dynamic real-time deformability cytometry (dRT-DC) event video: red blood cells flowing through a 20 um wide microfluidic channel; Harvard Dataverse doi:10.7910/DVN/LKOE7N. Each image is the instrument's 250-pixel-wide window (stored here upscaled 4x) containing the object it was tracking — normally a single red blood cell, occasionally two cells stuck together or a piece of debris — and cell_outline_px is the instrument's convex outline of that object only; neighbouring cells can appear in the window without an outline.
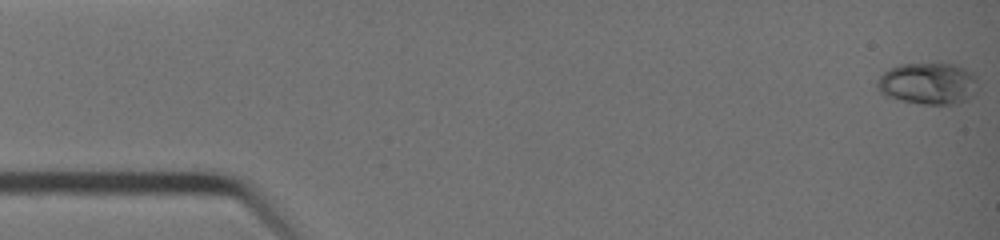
{"species": "common noctule bat (a hibernating species)", "species_latin": "Nyctalus noctula", "temperature_condition": "warm", "stored_images_in_passage": 41, "camera_frame_rate_fps": 3000, "um_per_image_px": 0.085, "animal": {"sex": "female", "body_mass_g": 19.0, "forearm_length_mm": 51.5}, "frame": {"image": 1, "passage_image": 1, "time_ms": 0.0, "image_size_px": [1000, 240], "cell_outline_px": [[976, 92], [968, 100], [956, 104], [920, 104], [900, 100], [884, 96], [876, 88], [876, 84], [880, 76], [888, 68], [900, 64], [940, 60], [956, 64], [972, 72], [976, 76]], "centroid_in_image_um": [78.89, 7.05], "position_along_channel_um": 6.1, "area_um2": 25.55}}
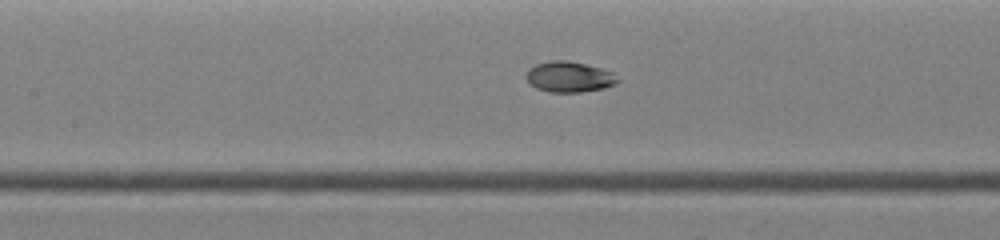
{"frame": {"image": 2, "passage_image": 19, "time_ms": 6.0, "image_size_px": [1000, 240], "cell_outline_px": [[620, 80], [616, 84], [604, 88], [580, 92], [548, 92], [536, 88], [528, 84], [524, 76], [528, 68], [536, 64], [548, 60], [564, 60], [584, 64], [600, 68], [612, 72]], "centroid_in_image_um": [48.32, 6.54], "position_along_channel_um": 159.1, "area_um2": 16.53}}
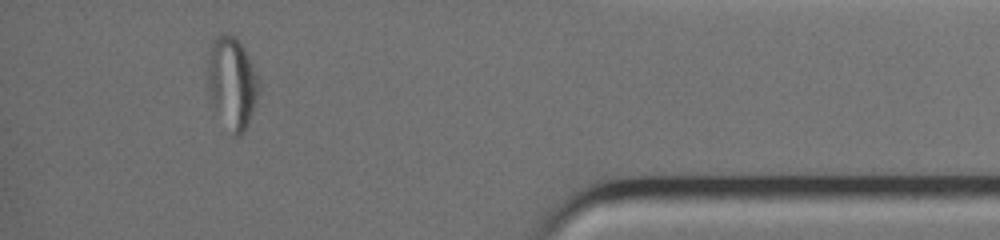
{"frame": {"image": 3, "passage_image": 37, "time_ms": 12.0, "image_size_px": [1000, 240], "cell_outline_px": [[260, 88], [248, 124], [244, 132], [240, 136], [232, 136], [212, 108], [208, 100], [208, 60], [212, 40], [216, 36], [224, 32], [228, 32], [236, 36], [244, 48], [256, 72], [260, 84]], "centroid_in_image_um": [19.7, 7.06], "position_along_channel_um": 415.5, "area_um2": 27.98}}